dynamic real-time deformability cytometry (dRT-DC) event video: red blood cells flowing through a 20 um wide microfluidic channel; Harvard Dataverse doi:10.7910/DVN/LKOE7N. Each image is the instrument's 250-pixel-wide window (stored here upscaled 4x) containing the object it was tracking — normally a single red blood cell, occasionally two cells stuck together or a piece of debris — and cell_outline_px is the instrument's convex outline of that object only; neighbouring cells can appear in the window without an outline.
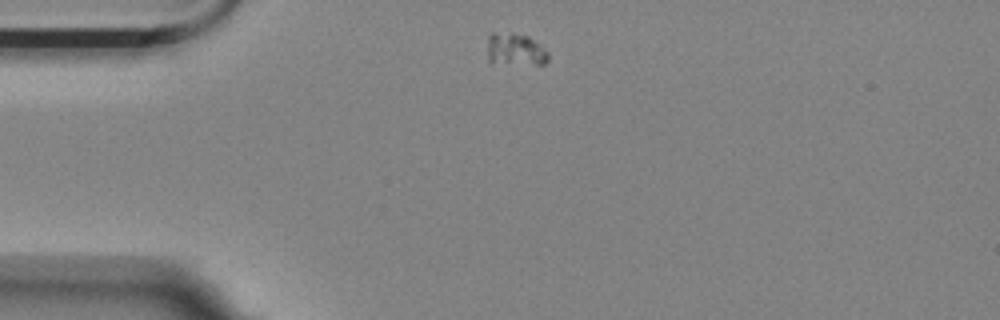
{"species": "Egyptian fruit bat (a non-hibernating species)", "species_latin": "Rousettus aegyptiacus", "temperature_condition": "room temperature", "stored_images_in_passage": 46, "camera_frame_rate_fps": 3000, "um_per_image_px": 0.085, "animal": {"sex": "female"}, "frame": {"image": 1, "passage_image": 1, "time_ms": 0.0, "image_size_px": [1000, 320], "cell_outline_px": [[548, 60], [544, 64], [492, 64], [488, 60], [488, 36], [492, 32], [528, 36], [540, 44], [548, 52]], "centroid_in_image_um": [43.78, 4.24], "position_along_channel_um": 41.2, "area_um2": 11.56}}
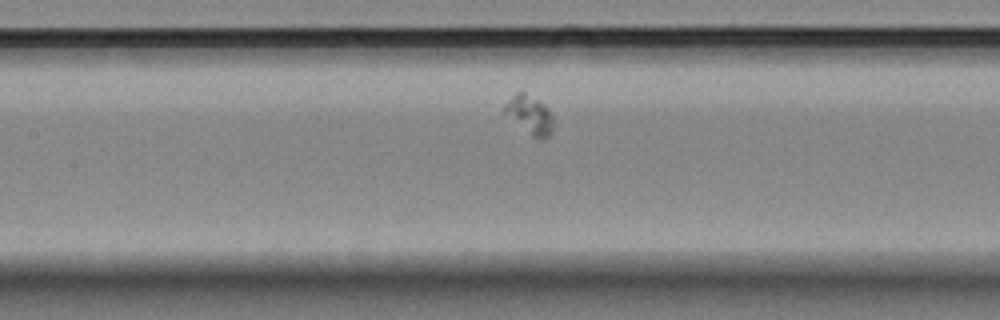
{"frame": {"image": 2, "passage_image": 14, "time_ms": 4.333, "image_size_px": [1000, 320], "cell_outline_px": [[552, 132], [544, 140], [540, 140], [532, 136], [504, 112], [504, 104], [516, 92], [524, 92], [544, 104], [548, 108], [552, 116]], "centroid_in_image_um": [45.04, 9.77], "position_along_channel_um": 162.4, "area_um2": 10.69}}
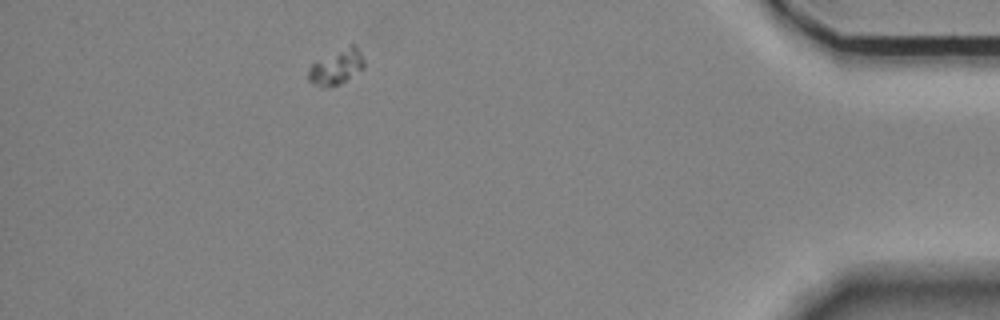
{"frame": {"image": 3, "passage_image": 40, "time_ms": 13.0, "image_size_px": [1000, 320], "cell_outline_px": [[364, 68], [340, 84], [320, 88], [312, 84], [308, 80], [308, 68], [312, 64], [352, 44], [360, 52], [364, 60]], "centroid_in_image_um": [28.58, 5.75], "position_along_channel_um": 406.6, "area_um2": 11.04}}